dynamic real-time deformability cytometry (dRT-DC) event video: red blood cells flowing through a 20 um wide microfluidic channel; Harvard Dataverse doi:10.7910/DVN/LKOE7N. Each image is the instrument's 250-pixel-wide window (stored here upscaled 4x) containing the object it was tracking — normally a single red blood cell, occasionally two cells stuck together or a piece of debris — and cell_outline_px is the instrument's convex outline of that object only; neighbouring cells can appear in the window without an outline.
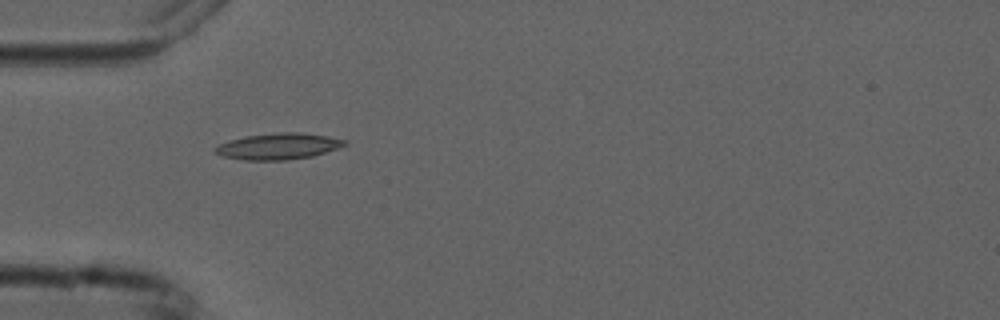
{"species": "common noctule bat (a hibernating species)", "species_latin": "Nyctalus noctula", "temperature_condition": "cold", "stored_images_in_passage": 6, "camera_frame_rate_fps": 3000, "um_per_image_px": 0.085, "animal": {"sex": "male", "forearm_length_mm": 52.5}, "frame": {"image": 1, "passage_image": 5, "time_ms": 4.667, "image_size_px": [1000, 320], "cell_outline_px": [[348, 144], [312, 156], [284, 160], [244, 160], [224, 156], [212, 152], [212, 148], [220, 144], [244, 136], [280, 132], [300, 132], [328, 136], [344, 140]], "centroid_in_image_um": [23.62, 12.43], "position_along_channel_um": 61.4, "area_um2": 19.59}}
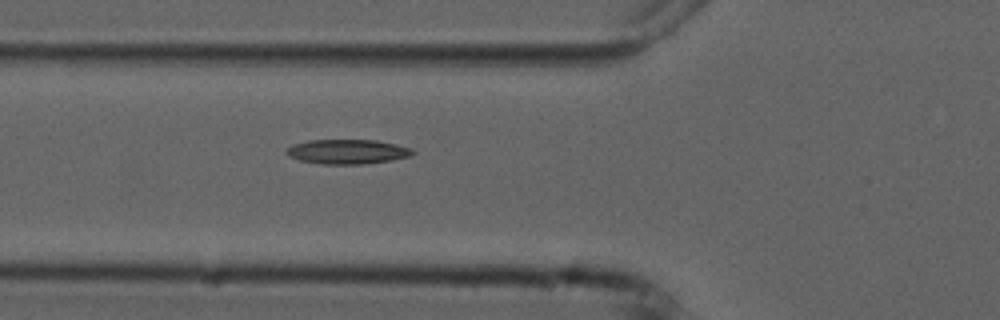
{"frame": {"image": 2, "passage_image": 6, "time_ms": 5.667, "image_size_px": [1000, 320], "cell_outline_px": [[416, 152], [408, 156], [392, 160], [364, 164], [320, 164], [300, 160], [288, 156], [284, 152], [292, 144], [308, 140], [376, 140], [396, 144], [412, 148]], "centroid_in_image_um": [29.51, 12.89], "position_along_channel_um": 96.3, "area_um2": 18.15}}